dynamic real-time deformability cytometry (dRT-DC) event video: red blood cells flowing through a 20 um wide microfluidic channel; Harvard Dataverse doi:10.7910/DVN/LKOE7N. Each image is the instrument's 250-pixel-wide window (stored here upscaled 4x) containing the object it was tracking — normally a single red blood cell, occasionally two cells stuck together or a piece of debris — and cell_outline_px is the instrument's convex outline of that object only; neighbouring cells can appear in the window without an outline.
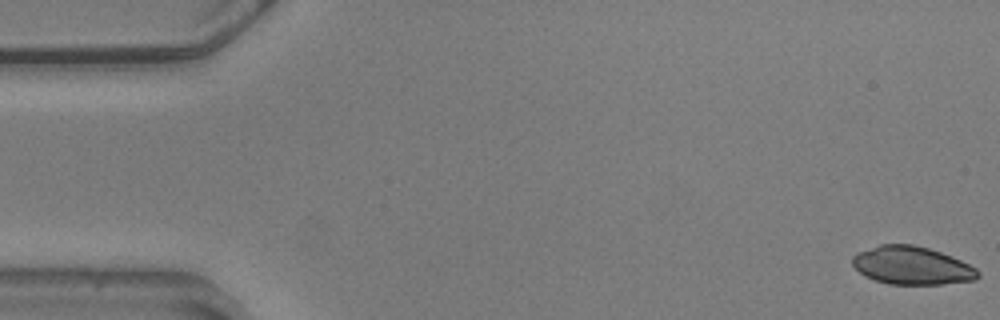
{"species": "common noctule bat (a hibernating species)", "species_latin": "Nyctalus noctula", "temperature_condition": "warm", "stored_images_in_passage": 10, "camera_frame_rate_fps": 3000, "um_per_image_px": 0.085, "animal": {"sex": "male", "body_mass_g": 20.5, "forearm_length_mm": 52.5}, "frame": {"image": 1, "passage_image": 1, "time_ms": 0.0, "image_size_px": [1000, 320], "cell_outline_px": [[980, 276], [976, 280], [940, 284], [888, 284], [864, 276], [852, 264], [852, 256], [856, 252], [880, 244], [912, 244], [928, 248], [952, 256], [976, 268], [980, 272]], "centroid_in_image_um": [77.5, 22.56], "position_along_channel_um": 7.5, "area_um2": 27.92}}